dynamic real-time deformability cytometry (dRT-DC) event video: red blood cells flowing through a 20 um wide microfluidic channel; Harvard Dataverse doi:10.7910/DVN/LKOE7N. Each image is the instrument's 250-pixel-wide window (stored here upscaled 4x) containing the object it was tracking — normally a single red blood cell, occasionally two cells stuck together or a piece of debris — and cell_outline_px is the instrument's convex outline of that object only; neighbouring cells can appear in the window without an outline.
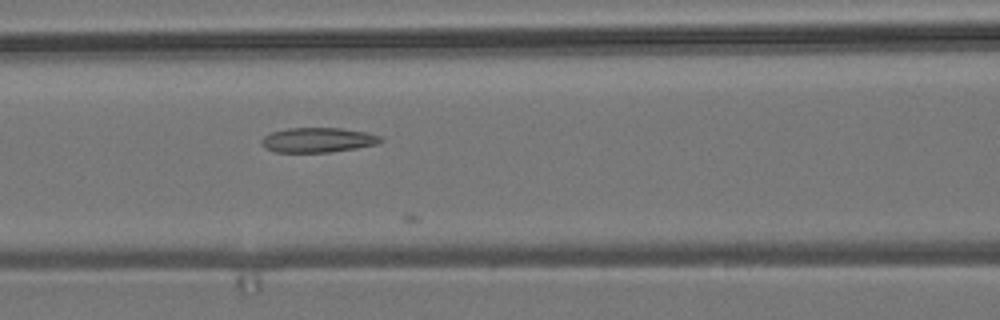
{"species": "common noctule bat (a hibernating species)", "species_latin": "Nyctalus noctula", "temperature_condition": "room temperature", "stored_images_in_passage": 7, "camera_frame_rate_fps": 3000, "um_per_image_px": 0.085, "animal": {"sex": "male", "body_mass_g": 19.2, "forearm_length_mm": 51.8}, "frame": {"image": 1, "passage_image": 7, "time_ms": 2.0, "image_size_px": [1000, 320], "cell_outline_px": [[384, 140], [376, 144], [356, 148], [328, 152], [276, 152], [264, 148], [260, 144], [260, 140], [264, 136], [272, 132], [288, 128], [340, 128], [368, 132], [380, 136]], "centroid_in_image_um": [27.0, 11.9], "position_along_channel_um": 139.6, "area_um2": 17.22}}